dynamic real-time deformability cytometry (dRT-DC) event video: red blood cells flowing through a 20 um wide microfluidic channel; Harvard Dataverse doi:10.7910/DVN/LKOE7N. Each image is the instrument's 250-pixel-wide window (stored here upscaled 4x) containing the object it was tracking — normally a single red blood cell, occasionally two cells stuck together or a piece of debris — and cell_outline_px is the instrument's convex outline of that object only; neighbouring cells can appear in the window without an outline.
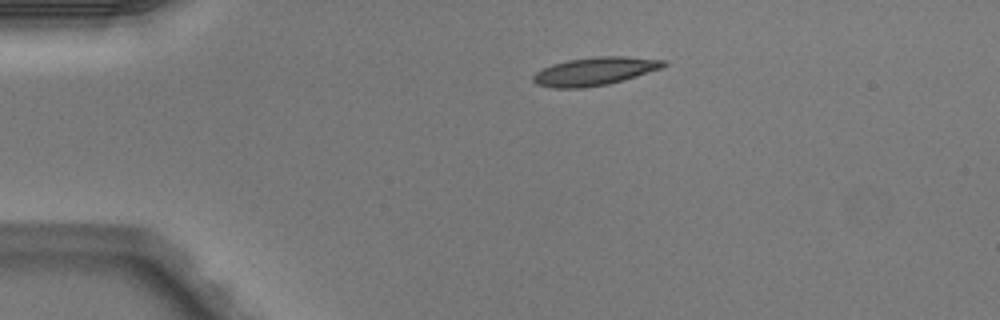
{"species": "Egyptian fruit bat (a non-hibernating species)", "species_latin": "Rousettus aegyptiacus", "temperature_condition": "warm", "stored_images_in_passage": 2, "camera_frame_rate_fps": 3000, "um_per_image_px": 0.085, "animal": {"sex": "male"}, "frame": {"image": 1, "passage_image": 1, "time_ms": 0.0, "image_size_px": [1000, 320], "cell_outline_px": [[668, 64], [664, 68], [624, 80], [608, 84], [584, 88], [552, 88], [536, 84], [532, 80], [532, 76], [536, 72], [552, 64], [568, 60], [596, 56], [624, 56], [668, 60]], "centroid_in_image_um": [50.6, 6.06], "position_along_channel_um": 34.4, "area_um2": 21.68}}